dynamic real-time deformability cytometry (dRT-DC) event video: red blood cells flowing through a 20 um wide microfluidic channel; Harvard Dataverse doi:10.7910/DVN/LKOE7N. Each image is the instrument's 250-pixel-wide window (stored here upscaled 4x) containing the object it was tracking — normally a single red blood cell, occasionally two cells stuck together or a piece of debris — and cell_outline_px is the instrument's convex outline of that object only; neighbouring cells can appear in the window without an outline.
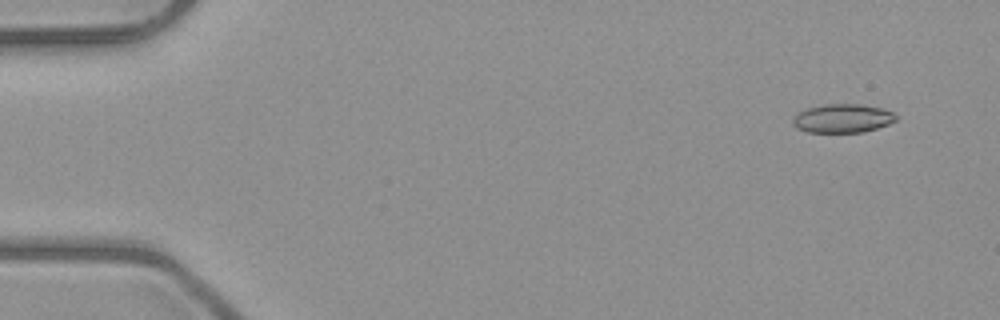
{"species": "common noctule bat (a hibernating species)", "species_latin": "Nyctalus noctula", "temperature_condition": "room temperature", "stored_images_in_passage": 5, "camera_frame_rate_fps": 3000, "um_per_image_px": 0.085, "animal": {"sex": "male", "body_mass_g": 23.1, "forearm_length_mm": 52.7}, "frame": {"image": 1, "passage_image": 1, "time_ms": 0.0, "image_size_px": [1000, 320], "cell_outline_px": [[896, 120], [888, 124], [864, 132], [808, 132], [796, 128], [792, 124], [792, 120], [800, 112], [808, 108], [820, 104], [860, 104], [884, 108], [892, 112], [896, 116]], "centroid_in_image_um": [71.62, 10.05], "position_along_channel_um": 13.4, "area_um2": 17.22}}
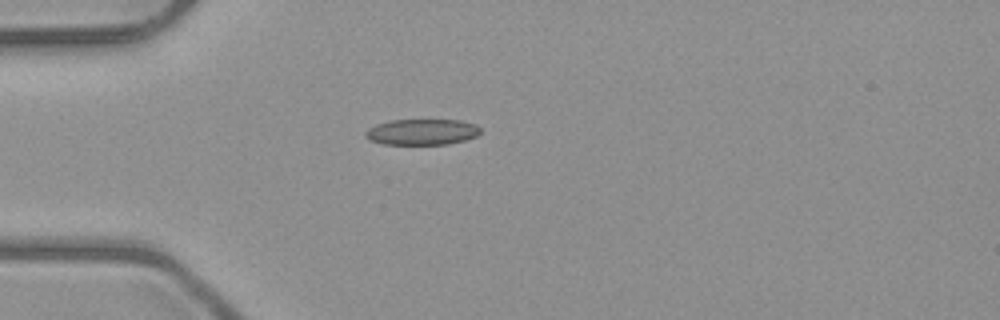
{"frame": {"image": 2, "passage_image": 4, "time_ms": 3.667, "image_size_px": [1000, 320], "cell_outline_px": [[480, 132], [476, 136], [464, 140], [448, 144], [384, 144], [368, 140], [364, 136], [364, 132], [368, 128], [376, 124], [392, 120], [460, 120], [476, 124], [480, 128]], "centroid_in_image_um": [35.84, 11.21], "position_along_channel_um": 49.2, "area_um2": 17.4}}